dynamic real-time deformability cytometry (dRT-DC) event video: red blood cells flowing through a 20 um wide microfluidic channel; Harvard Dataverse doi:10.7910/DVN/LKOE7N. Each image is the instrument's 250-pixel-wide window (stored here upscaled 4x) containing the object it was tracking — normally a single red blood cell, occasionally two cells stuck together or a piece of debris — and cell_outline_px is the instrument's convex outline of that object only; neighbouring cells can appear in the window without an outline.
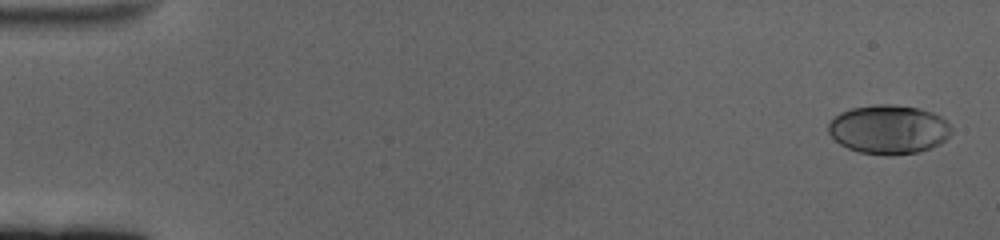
{"species": "human", "species_latin": "Homo sapiens", "temperature_condition": "cold", "stored_images_in_passage": 61, "camera_frame_rate_fps": 3000, "um_per_image_px": 0.085, "donor": {"sex": "female"}, "frame": {"image": 1, "passage_image": 2, "time_ms": 0.333, "image_size_px": [1000, 240], "cell_outline_px": [[952, 132], [940, 144], [932, 148], [916, 152], [888, 156], [860, 152], [848, 148], [840, 144], [828, 132], [828, 124], [840, 112], [852, 108], [876, 104], [892, 104], [920, 108], [932, 112], [940, 116], [952, 128]], "centroid_in_image_um": [75.54, 11.0], "position_along_channel_um": 9.5, "area_um2": 35.14}}
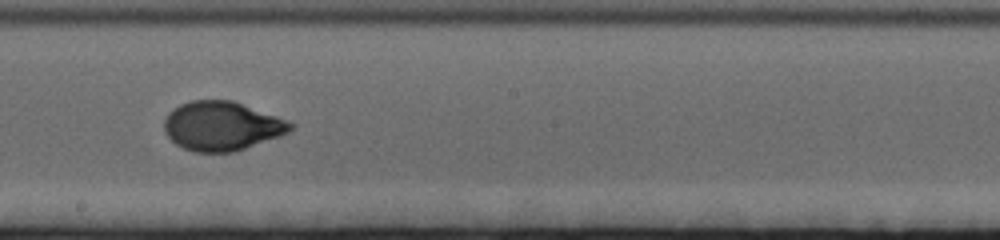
{"frame": {"image": 2, "passage_image": 35, "time_ms": 11.333, "image_size_px": [1000, 240], "cell_outline_px": [[296, 124], [288, 132], [280, 136], [232, 152], [196, 152], [184, 148], [176, 144], [164, 132], [164, 120], [168, 112], [180, 104], [192, 100], [232, 100], [288, 120]], "centroid_in_image_um": [18.84, 10.7], "position_along_channel_um": 229.4, "area_um2": 36.01}}
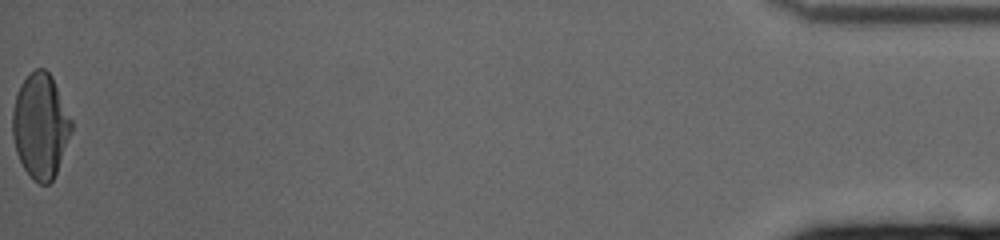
{"frame": {"image": 3, "passage_image": 61, "time_ms": 20.0, "image_size_px": [1000, 240], "cell_outline_px": [[72, 128], [56, 172], [52, 180], [48, 184], [40, 184], [24, 168], [16, 152], [12, 136], [12, 112], [16, 96], [20, 84], [28, 72], [36, 68], [44, 68], [52, 76], [72, 120]], "centroid_in_image_um": [3.42, 10.64], "position_along_channel_um": 431.8, "area_um2": 35.66}, "authors_computed_cell_mechanics": {"area_um2": 35.1424, "velocity_mm_per_s": 3.3863, "shape_relaxation_time_tau1_ms": 3.9565, "shape_relaxation_time_tau2_ms": null, "deformation_change_tau1": 0.1911, "deformation_change_tau2": null}}